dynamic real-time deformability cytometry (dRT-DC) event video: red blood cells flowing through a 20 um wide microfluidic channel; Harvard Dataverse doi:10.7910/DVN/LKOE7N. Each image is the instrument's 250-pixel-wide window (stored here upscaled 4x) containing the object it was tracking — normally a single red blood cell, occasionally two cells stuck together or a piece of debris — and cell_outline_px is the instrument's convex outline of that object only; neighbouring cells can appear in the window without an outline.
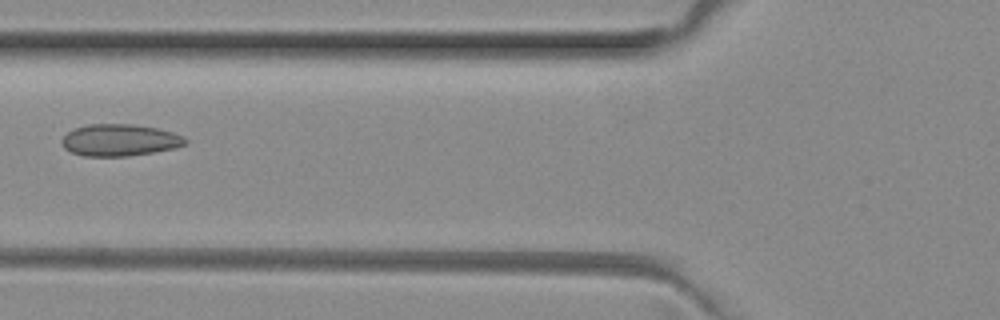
{"species": "common noctule bat (a hibernating species)", "species_latin": "Nyctalus noctula", "temperature_condition": "room temperature", "stored_images_in_passage": 6, "camera_frame_rate_fps": 3000, "um_per_image_px": 0.085, "animal": {"sex": "female", "body_mass_g": 29.2, "forearm_length_mm": 56.3}, "frame": {"image": 1, "passage_image": 5, "time_ms": 1.333, "image_size_px": [1000, 320], "cell_outline_px": [[188, 144], [176, 148], [128, 156], [84, 156], [72, 152], [64, 148], [60, 140], [72, 128], [88, 124], [132, 124], [156, 128], [172, 132], [184, 136], [188, 140]], "centroid_in_image_um": [10.18, 11.9], "position_along_channel_um": 115.6, "area_um2": 23.06}}
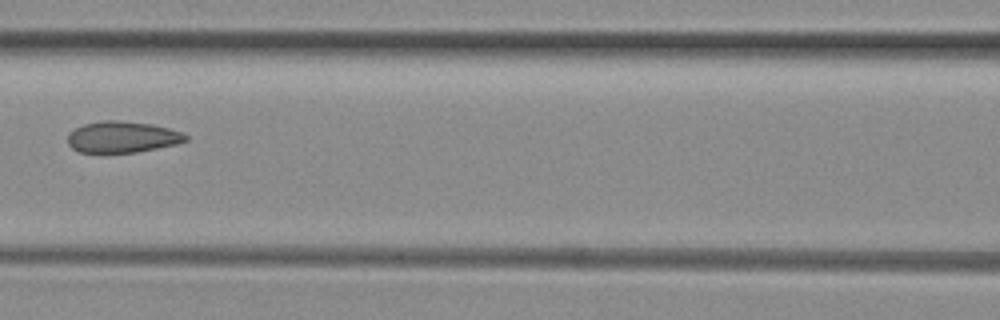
{"frame": {"image": 2, "passage_image": 6, "time_ms": 1.667, "image_size_px": [1000, 320], "cell_outline_px": [[188, 140], [176, 144], [136, 152], [80, 152], [72, 148], [68, 144], [68, 132], [84, 124], [104, 120], [120, 120], [152, 124], [168, 128], [180, 132], [188, 136]], "centroid_in_image_um": [10.38, 11.63], "position_along_channel_um": 156.2, "area_um2": 21.39}}